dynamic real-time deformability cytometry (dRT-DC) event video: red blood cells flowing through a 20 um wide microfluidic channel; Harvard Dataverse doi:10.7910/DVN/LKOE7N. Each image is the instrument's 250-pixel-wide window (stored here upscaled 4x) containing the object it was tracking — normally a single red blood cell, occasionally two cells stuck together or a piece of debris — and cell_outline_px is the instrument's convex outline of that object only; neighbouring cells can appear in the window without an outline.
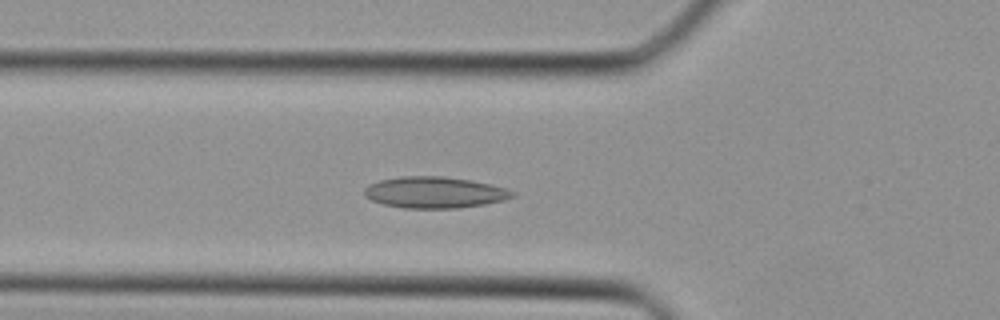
{"species": "Egyptian fruit bat (a non-hibernating species)", "species_latin": "Rousettus aegyptiacus", "temperature_condition": "cold", "stored_images_in_passage": 38, "camera_frame_rate_fps": 3000, "um_per_image_px": 0.085, "animal": {"sex": "female"}, "frame": {"image": 1, "passage_image": 13, "time_ms": 4.0, "image_size_px": [1000, 320], "cell_outline_px": [[516, 196], [504, 200], [484, 204], [456, 208], [404, 208], [384, 204], [372, 200], [364, 196], [364, 188], [368, 184], [380, 180], [400, 176], [444, 176], [472, 180], [504, 188], [516, 192]], "centroid_in_image_um": [36.93, 16.35], "position_along_channel_um": 88.9, "area_um2": 27.05}}
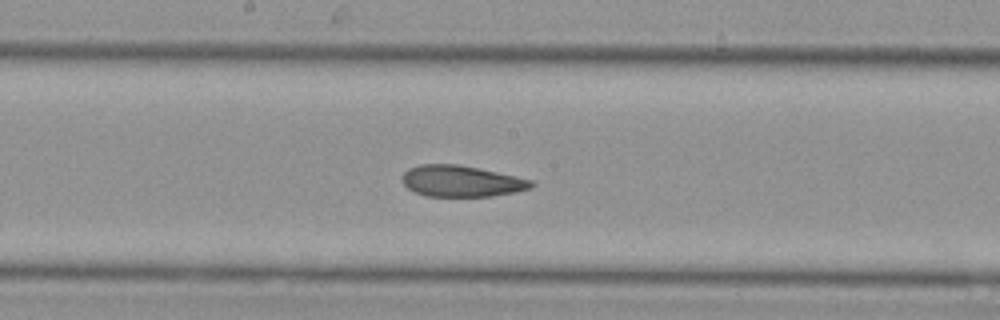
{"frame": {"image": 2, "passage_image": 20, "time_ms": 6.333, "image_size_px": [1000, 320], "cell_outline_px": [[536, 184], [532, 188], [516, 192], [492, 196], [428, 196], [416, 192], [408, 188], [400, 180], [404, 172], [408, 168], [420, 164], [456, 164], [516, 176], [532, 180]], "centroid_in_image_um": [39.22, 15.4], "position_along_channel_um": 209.0, "area_um2": 23.47}}
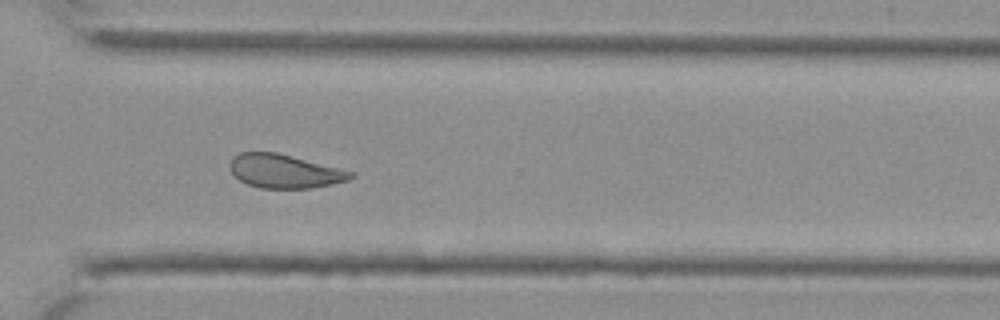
{"frame": {"image": 3, "passage_image": 28, "time_ms": 9.0, "image_size_px": [1000, 320], "cell_outline_px": [[356, 176], [348, 180], [332, 184], [312, 188], [260, 188], [248, 184], [240, 180], [232, 172], [228, 164], [232, 156], [240, 152], [276, 152], [356, 172]], "centroid_in_image_um": [24.2, 14.55], "position_along_channel_um": 346.4, "area_um2": 23.81}}